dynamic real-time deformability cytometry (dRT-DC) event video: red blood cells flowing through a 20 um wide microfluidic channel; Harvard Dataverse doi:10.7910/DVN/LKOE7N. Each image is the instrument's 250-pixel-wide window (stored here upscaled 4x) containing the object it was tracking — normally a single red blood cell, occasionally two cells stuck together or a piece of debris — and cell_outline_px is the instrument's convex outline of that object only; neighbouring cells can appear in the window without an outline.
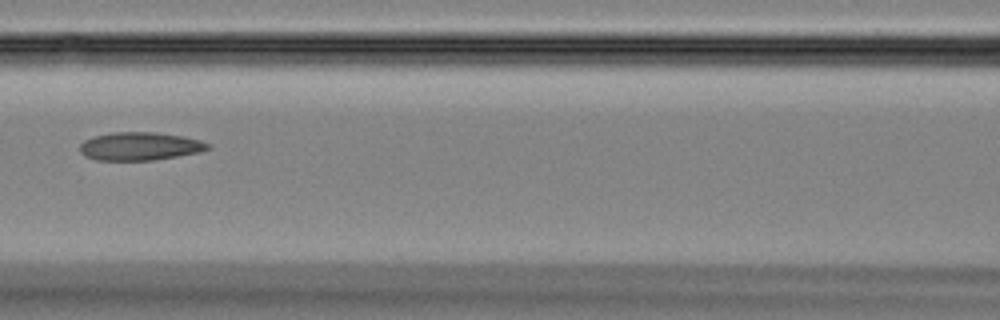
{"species": "Egyptian fruit bat (a non-hibernating species)", "species_latin": "Rousettus aegyptiacus", "temperature_condition": "room temperature", "stored_images_in_passage": 47, "camera_frame_rate_fps": 3000, "um_per_image_px": 0.085, "animal": {"sex": "female"}, "frame": {"image": 1, "passage_image": 21, "time_ms": 6.667, "image_size_px": [1000, 320], "cell_outline_px": [[212, 148], [200, 152], [152, 160], [96, 160], [84, 156], [80, 152], [80, 144], [84, 140], [96, 136], [112, 132], [156, 132], [184, 136], [200, 140], [212, 144]], "centroid_in_image_um": [11.92, 12.43], "position_along_channel_um": 154.7, "area_um2": 21.1}}
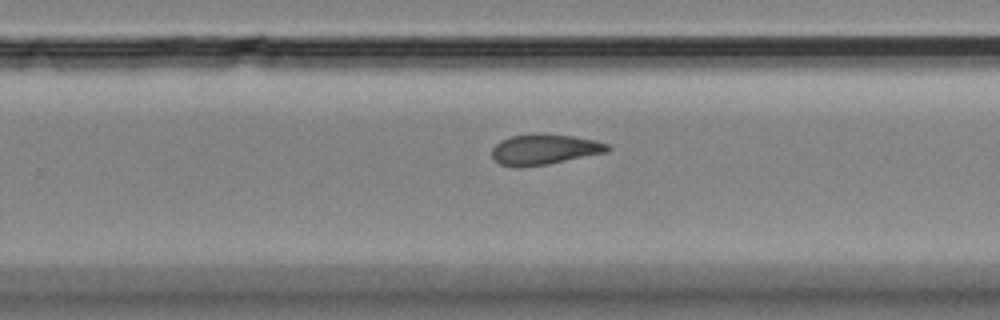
{"frame": {"image": 2, "passage_image": 30, "time_ms": 9.667, "image_size_px": [1000, 320], "cell_outline_px": [[612, 148], [608, 152], [548, 164], [524, 168], [512, 168], [500, 164], [492, 160], [492, 148], [500, 140], [512, 136], [572, 136], [596, 140], [608, 144]], "centroid_in_image_um": [46.26, 12.76], "position_along_channel_um": 283.5, "area_um2": 20.23}}
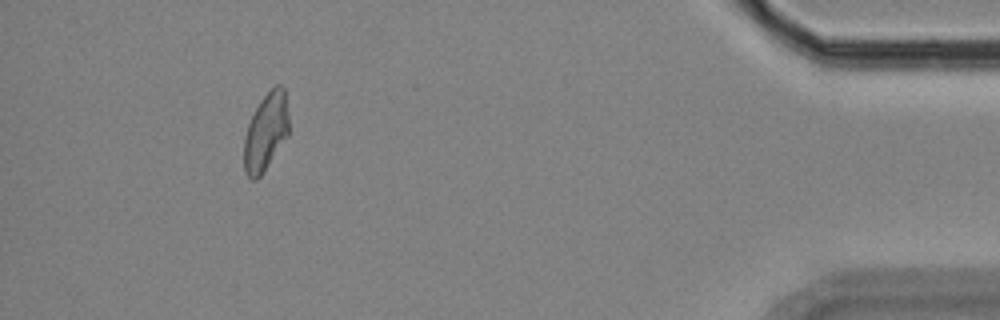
{"frame": {"image": 3, "passage_image": 43, "time_ms": 14.0, "image_size_px": [1000, 320], "cell_outline_px": [[288, 136], [260, 176], [256, 180], [252, 180], [244, 172], [244, 136], [248, 124], [260, 100], [276, 84], [280, 84], [284, 88], [288, 116]], "centroid_in_image_um": [22.58, 11.22], "position_along_channel_um": 412.6, "area_um2": 20.11}}